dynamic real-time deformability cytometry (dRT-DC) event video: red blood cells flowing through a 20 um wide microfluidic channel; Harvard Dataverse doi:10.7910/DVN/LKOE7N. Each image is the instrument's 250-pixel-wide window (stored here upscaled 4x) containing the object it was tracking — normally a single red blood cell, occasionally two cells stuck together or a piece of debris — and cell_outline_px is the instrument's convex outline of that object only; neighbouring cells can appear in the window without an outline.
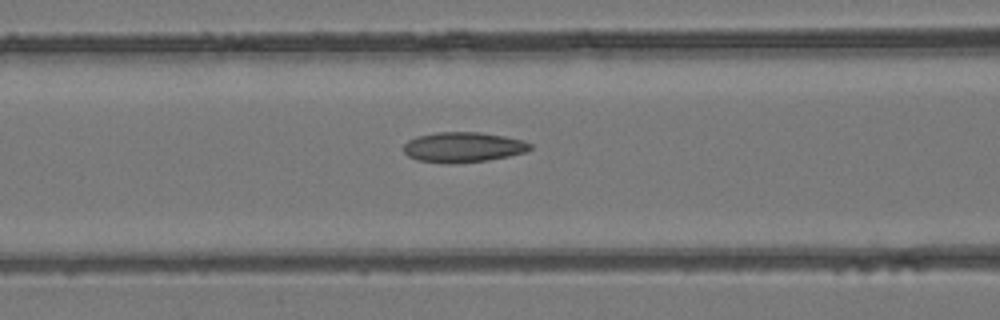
{"species": "common noctule bat (a hibernating species)", "species_latin": "Nyctalus noctula", "temperature_condition": "room temperature", "stored_images_in_passage": 6, "camera_frame_rate_fps": 3000, "um_per_image_px": 0.085, "animal": {"sex": "female", "body_mass_g": 24.6, "forearm_length_mm": 56.2}, "frame": {"image": 1, "passage_image": 6, "time_ms": 1.667, "image_size_px": [1000, 320], "cell_outline_px": [[532, 148], [524, 152], [508, 156], [488, 160], [456, 164], [448, 164], [416, 160], [408, 156], [404, 152], [404, 144], [408, 140], [416, 136], [436, 132], [480, 132], [504, 136], [524, 140], [532, 144]], "centroid_in_image_um": [39.35, 12.51], "position_along_channel_um": 127.3, "area_um2": 22.48}}